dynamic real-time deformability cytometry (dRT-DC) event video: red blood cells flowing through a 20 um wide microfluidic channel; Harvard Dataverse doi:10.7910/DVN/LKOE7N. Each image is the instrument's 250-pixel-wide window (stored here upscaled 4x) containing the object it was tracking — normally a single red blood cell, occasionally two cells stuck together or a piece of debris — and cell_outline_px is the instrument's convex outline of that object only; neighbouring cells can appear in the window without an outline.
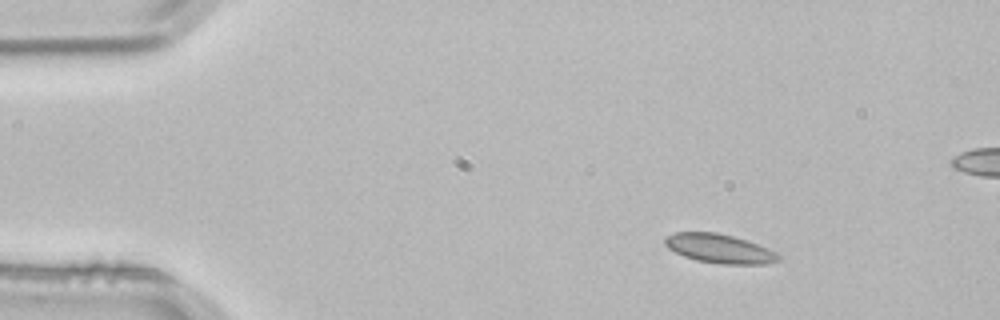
{"species": "common noctule bat (a hibernating species)", "species_latin": "Nyctalus noctula", "temperature_condition": "room temperature", "stored_images_in_passage": 3, "camera_frame_rate_fps": 3000, "um_per_image_px": 0.085, "animal": {"sex": "male", "body_mass_g": 21.5, "forearm_length_mm": 52.0}, "frame": {"image": 1, "passage_image": 1, "time_ms": 0.0, "image_size_px": [1000, 320], "cell_outline_px": [[780, 260], [768, 264], [720, 264], [696, 260], [684, 256], [668, 248], [664, 244], [664, 236], [676, 232], [716, 232], [732, 236], [756, 244], [776, 252], [780, 256]], "centroid_in_image_um": [61.12, 21.13], "position_along_channel_um": 23.9, "area_um2": 19.13}}